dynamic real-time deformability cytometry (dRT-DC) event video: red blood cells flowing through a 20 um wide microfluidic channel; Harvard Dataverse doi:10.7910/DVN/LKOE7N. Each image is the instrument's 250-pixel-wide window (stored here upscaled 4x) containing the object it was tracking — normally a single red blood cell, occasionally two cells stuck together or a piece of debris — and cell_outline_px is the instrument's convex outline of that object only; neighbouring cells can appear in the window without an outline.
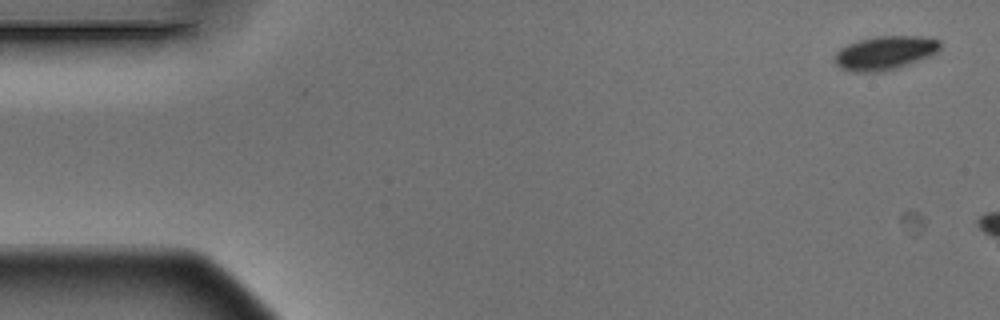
{"species": "Egyptian fruit bat (a non-hibernating species)", "species_latin": "Rousettus aegyptiacus", "temperature_condition": "warm", "stored_images_in_passage": 3, "camera_frame_rate_fps": 3000, "um_per_image_px": 0.085, "animal": {"sex": "male"}, "frame": {"image": 1, "passage_image": 1, "time_ms": 0.0, "image_size_px": [1000, 320], "cell_outline_px": [[940, 48], [932, 56], [884, 72], [852, 72], [840, 68], [832, 60], [832, 56], [840, 48], [856, 40], [876, 36], [928, 36], [940, 40]], "centroid_in_image_um": [75.19, 4.49], "position_along_channel_um": 9.8, "area_um2": 21.21}}